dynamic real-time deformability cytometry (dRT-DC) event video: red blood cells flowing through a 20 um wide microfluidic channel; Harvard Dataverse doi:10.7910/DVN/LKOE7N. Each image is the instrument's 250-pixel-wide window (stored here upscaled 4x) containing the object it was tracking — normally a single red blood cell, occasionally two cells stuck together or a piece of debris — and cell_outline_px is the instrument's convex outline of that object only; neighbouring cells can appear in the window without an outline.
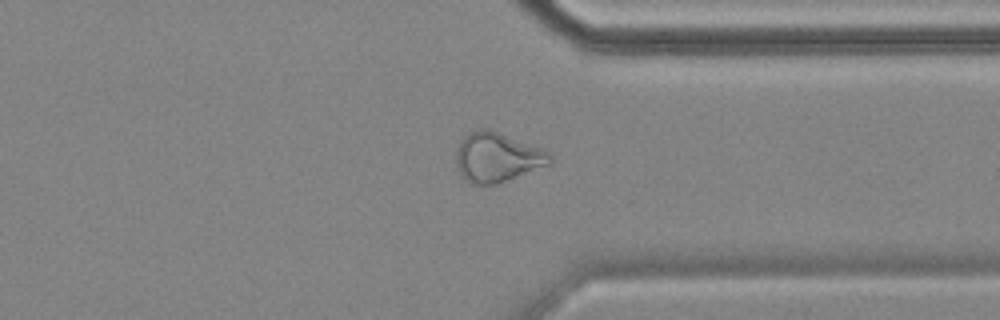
{"species": "common noctule bat (a hibernating species)", "species_latin": "Nyctalus noctula", "temperature_condition": "cold", "stored_images_in_passage": 36, "camera_frame_rate_fps": 3000, "um_per_image_px": 0.085, "animal": {"sex": "female", "body_mass_g": 18.4}, "frame": {"image": 1, "passage_image": 31, "time_ms": 10.0, "image_size_px": [1000, 320], "cell_outline_px": [[552, 160], [548, 164], [496, 184], [472, 184], [460, 176], [456, 164], [456, 152], [460, 140], [468, 132], [480, 128], [484, 128], [496, 132], [540, 148], [548, 152], [552, 156]], "centroid_in_image_um": [42.19, 13.37], "position_along_channel_um": 369.2, "area_um2": 26.53}, "authors_computed_cell_mechanics": {"area_um2": 24.4205, "velocity_mm_per_s": 3.5145, "shape_relaxation_time_tau1_ms": null, "shape_relaxation_time_tau2_ms": 2.7795, "deformation_change_tau1": null, "deformation_change_tau2": 0.0979}}